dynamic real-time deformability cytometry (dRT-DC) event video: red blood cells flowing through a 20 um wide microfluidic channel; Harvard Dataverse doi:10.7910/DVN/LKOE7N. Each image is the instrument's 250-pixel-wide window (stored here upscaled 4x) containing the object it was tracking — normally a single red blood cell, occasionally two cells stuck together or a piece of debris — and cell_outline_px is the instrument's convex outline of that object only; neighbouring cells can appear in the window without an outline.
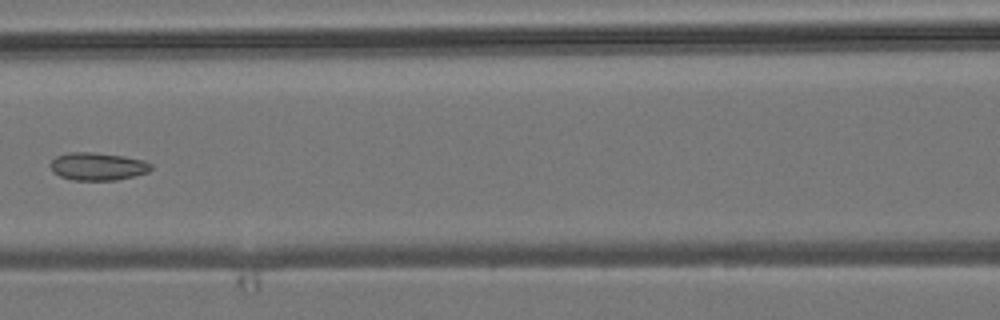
{"species": "common noctule bat (a hibernating species)", "species_latin": "Nyctalus noctula", "temperature_condition": "room temperature", "stored_images_in_passage": 7, "camera_frame_rate_fps": 3000, "um_per_image_px": 0.085, "animal": {"sex": "male", "body_mass_g": 19.2, "forearm_length_mm": 51.8}, "frame": {"image": 1, "passage_image": 7, "time_ms": 7.0, "image_size_px": [1000, 320], "cell_outline_px": [[152, 168], [148, 172], [116, 180], [72, 180], [60, 176], [52, 172], [48, 164], [56, 156], [68, 152], [92, 152], [124, 156], [144, 160], [152, 164]], "centroid_in_image_um": [8.27, 14.14], "position_along_channel_um": 158.3, "area_um2": 16.42}}